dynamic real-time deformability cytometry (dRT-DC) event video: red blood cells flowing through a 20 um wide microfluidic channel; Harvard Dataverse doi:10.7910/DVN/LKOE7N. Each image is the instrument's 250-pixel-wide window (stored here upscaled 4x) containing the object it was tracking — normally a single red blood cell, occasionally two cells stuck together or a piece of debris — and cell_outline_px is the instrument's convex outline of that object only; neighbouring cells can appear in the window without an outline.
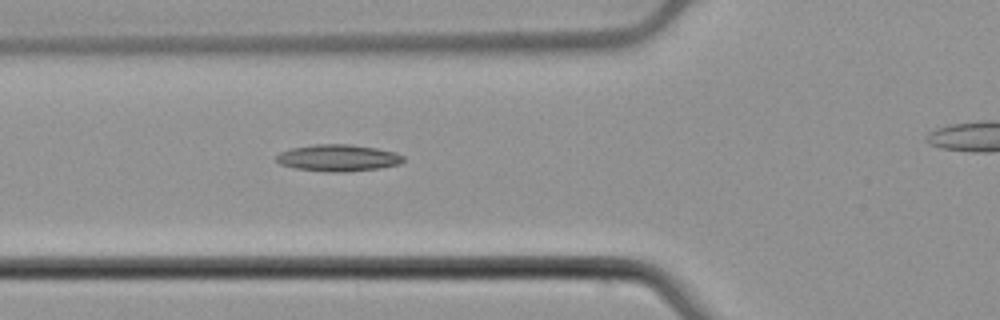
{"species": "common noctule bat (a hibernating species)", "species_latin": "Nyctalus noctula", "temperature_condition": "cold", "stored_images_in_passage": 5, "camera_frame_rate_fps": 3000, "um_per_image_px": 0.085, "animal": {"sex": "male", "body_mass_g": 21.5, "forearm_length_mm": 52.0}, "frame": {"image": 1, "passage_image": 4, "time_ms": 1.0, "image_size_px": [1000, 320], "cell_outline_px": [[404, 160], [400, 164], [380, 168], [348, 172], [328, 172], [296, 168], [280, 164], [276, 160], [276, 156], [280, 152], [292, 148], [316, 144], [348, 144], [376, 148], [396, 152], [404, 156]], "centroid_in_image_um": [28.76, 13.42], "position_along_channel_um": 97.0, "area_um2": 19.83}}